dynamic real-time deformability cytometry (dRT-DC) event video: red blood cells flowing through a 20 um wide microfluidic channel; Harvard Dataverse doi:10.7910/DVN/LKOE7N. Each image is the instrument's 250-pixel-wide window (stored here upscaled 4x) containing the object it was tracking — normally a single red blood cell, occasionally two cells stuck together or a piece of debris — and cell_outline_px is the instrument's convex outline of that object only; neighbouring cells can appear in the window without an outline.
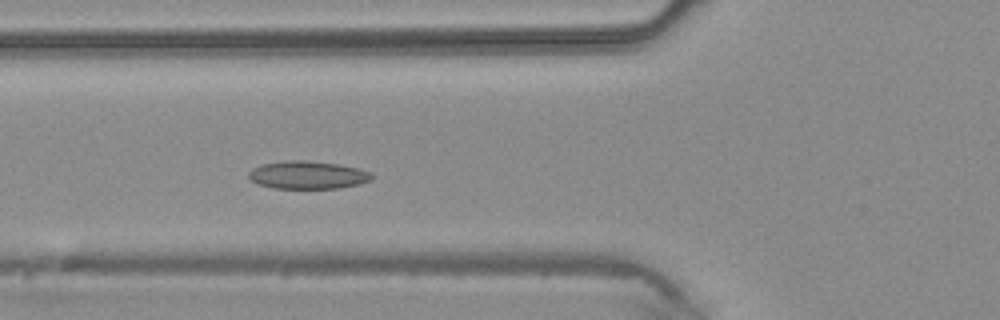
{"species": "common noctule bat (a hibernating species)", "species_latin": "Nyctalus noctula", "temperature_condition": "warm", "stored_images_in_passage": 31, "camera_frame_rate_fps": 3000, "um_per_image_px": 0.085, "animal": {"sex": "male", "body_mass_g": 20.4}, "frame": {"image": 1, "passage_image": 9, "time_ms": 2.667, "image_size_px": [1000, 320], "cell_outline_px": [[372, 180], [360, 184], [340, 188], [272, 188], [256, 184], [248, 180], [248, 172], [252, 168], [260, 164], [284, 160], [304, 160], [340, 164], [372, 172]], "centroid_in_image_um": [26.1, 14.87], "position_along_channel_um": 99.7, "area_um2": 20.35}}
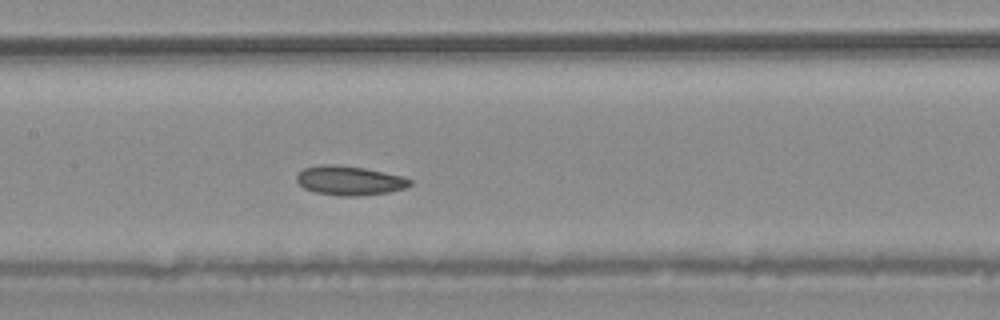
{"frame": {"image": 2, "passage_image": 14, "time_ms": 4.333, "image_size_px": [1000, 320], "cell_outline_px": [[412, 184], [408, 188], [388, 192], [360, 196], [336, 196], [316, 192], [304, 188], [296, 180], [296, 176], [304, 168], [320, 164], [336, 164], [364, 168], [404, 176], [412, 180]], "centroid_in_image_um": [29.74, 15.35], "position_along_channel_um": 177.7, "area_um2": 19.54}}
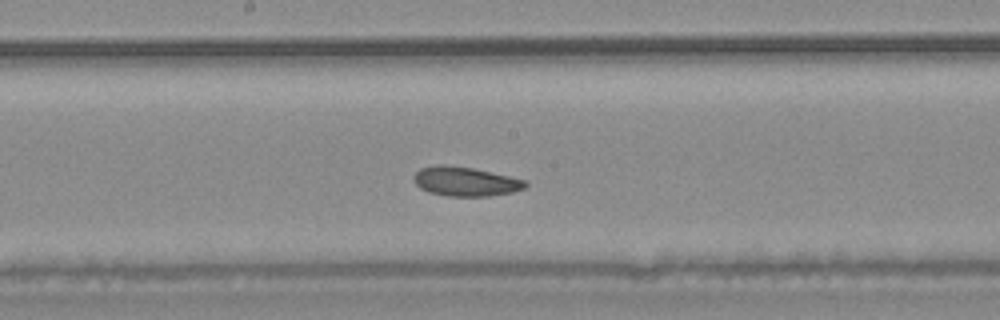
{"frame": {"image": 3, "passage_image": 16, "time_ms": 5.0, "image_size_px": [1000, 320], "cell_outline_px": [[528, 184], [524, 188], [512, 192], [488, 196], [448, 196], [428, 192], [420, 188], [412, 180], [412, 176], [420, 168], [436, 164], [440, 164], [472, 168], [508, 176], [524, 180]], "centroid_in_image_um": [39.49, 15.42], "position_along_channel_um": 208.7, "area_um2": 18.96}}